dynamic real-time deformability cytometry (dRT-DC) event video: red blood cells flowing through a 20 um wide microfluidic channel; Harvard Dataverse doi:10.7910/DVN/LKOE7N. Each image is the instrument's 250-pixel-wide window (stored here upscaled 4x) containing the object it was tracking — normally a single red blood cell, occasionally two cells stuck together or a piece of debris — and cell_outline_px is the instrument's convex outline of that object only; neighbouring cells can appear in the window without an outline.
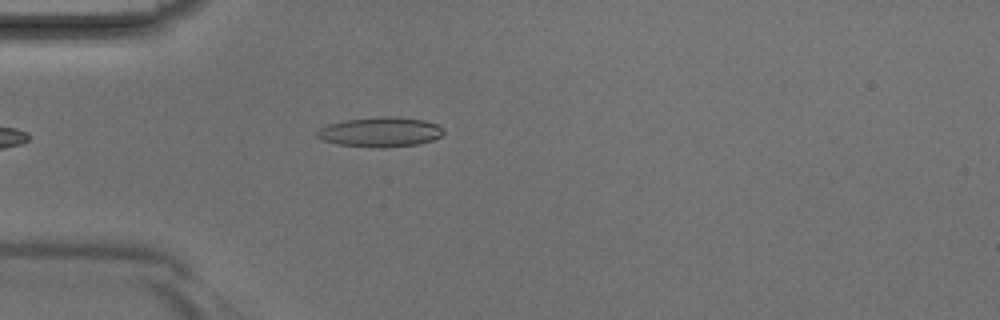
{"species": "Egyptian fruit bat (a non-hibernating species)", "species_latin": "Rousettus aegyptiacus", "temperature_condition": "room temperature", "stored_images_in_passage": 3, "camera_frame_rate_fps": 3000, "um_per_image_px": 0.085, "animal": {"sex": "male"}, "frame": {"image": 1, "passage_image": 3, "time_ms": 0.667, "image_size_px": [1000, 320], "cell_outline_px": [[444, 132], [440, 136], [432, 140], [416, 144], [384, 148], [376, 148], [340, 144], [324, 140], [316, 136], [316, 132], [320, 128], [328, 124], [344, 120], [380, 116], [392, 116], [424, 120], [436, 124], [444, 128]], "centroid_in_image_um": [32.33, 11.21], "position_along_channel_um": 52.7, "area_um2": 21.91}}